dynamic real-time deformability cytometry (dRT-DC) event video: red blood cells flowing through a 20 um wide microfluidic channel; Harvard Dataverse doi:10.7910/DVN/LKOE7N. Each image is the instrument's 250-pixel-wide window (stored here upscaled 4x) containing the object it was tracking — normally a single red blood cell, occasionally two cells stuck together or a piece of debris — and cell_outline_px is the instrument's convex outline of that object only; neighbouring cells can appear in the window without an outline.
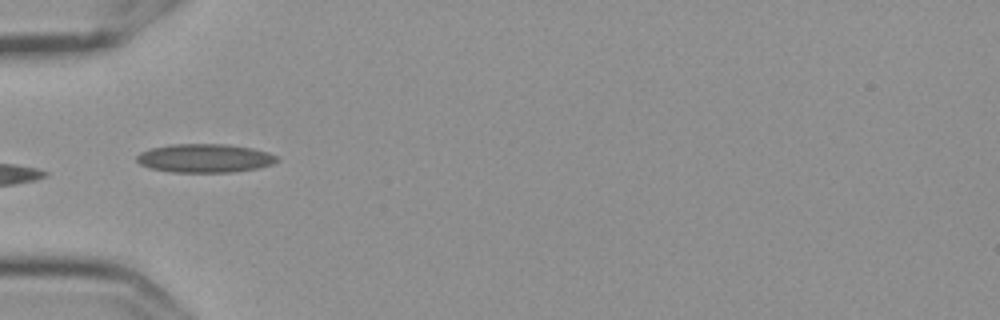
{"species": "Egyptian fruit bat (a non-hibernating species)", "species_latin": "Rousettus aegyptiacus", "temperature_condition": "cold", "stored_images_in_passage": 35, "camera_frame_rate_fps": 3000, "um_per_image_px": 0.085, "frame": {"image": 1, "passage_image": 1, "time_ms": 0.0, "image_size_px": [1000, 320], "cell_outline_px": [[280, 160], [272, 164], [256, 168], [232, 172], [172, 172], [152, 168], [140, 164], [136, 160], [136, 156], [140, 152], [152, 148], [172, 144], [224, 144], [252, 148], [268, 152], [276, 156]], "centroid_in_image_um": [17.41, 13.44], "position_along_channel_um": 67.6, "area_um2": 23.24}, "authors_computed_cell_mechanics": {"area_um2": 23.4668, "velocity_mm_per_s": 3.5732, "shape_relaxation_time_tau1_ms": null, "shape_relaxation_time_tau2_ms": 1.8028, "deformation_change_tau1": null, "deformation_change_tau2": 0.0545}}